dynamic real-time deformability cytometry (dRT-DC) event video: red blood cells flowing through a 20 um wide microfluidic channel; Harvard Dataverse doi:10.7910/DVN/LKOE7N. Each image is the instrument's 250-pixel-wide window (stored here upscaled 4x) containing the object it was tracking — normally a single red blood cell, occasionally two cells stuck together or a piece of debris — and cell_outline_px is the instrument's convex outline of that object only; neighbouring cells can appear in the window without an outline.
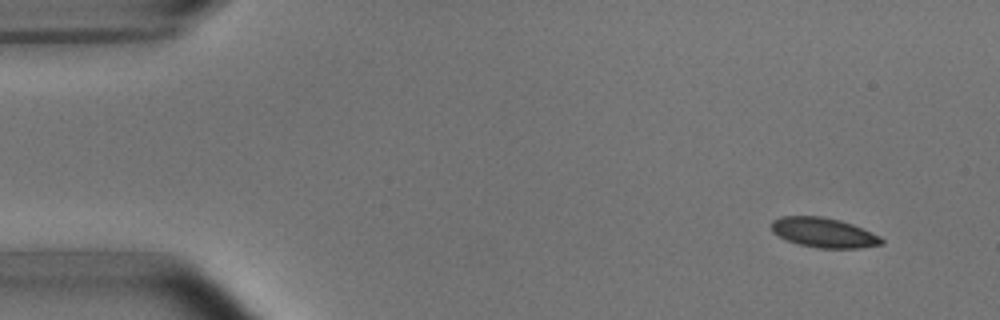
{"species": "common noctule bat (a hibernating species)", "species_latin": "Nyctalus noctula", "temperature_condition": "room temperature", "stored_images_in_passage": 5, "segment_of_instrument_passage": [1, 2], "camera_frame_rate_fps": 3000, "um_per_image_px": 0.085, "animal": {"sex": "male", "body_mass_g": 15.6}, "frame": {"image": 1, "passage_image": 1, "time_ms": 0.0, "image_size_px": [1000, 320], "cell_outline_px": [[884, 244], [860, 248], [820, 248], [800, 244], [788, 240], [772, 232], [772, 220], [780, 216], [820, 216], [840, 220], [852, 224], [880, 236], [884, 240]], "centroid_in_image_um": [70.03, 19.77], "position_along_channel_um": 15.0, "area_um2": 18.96}}